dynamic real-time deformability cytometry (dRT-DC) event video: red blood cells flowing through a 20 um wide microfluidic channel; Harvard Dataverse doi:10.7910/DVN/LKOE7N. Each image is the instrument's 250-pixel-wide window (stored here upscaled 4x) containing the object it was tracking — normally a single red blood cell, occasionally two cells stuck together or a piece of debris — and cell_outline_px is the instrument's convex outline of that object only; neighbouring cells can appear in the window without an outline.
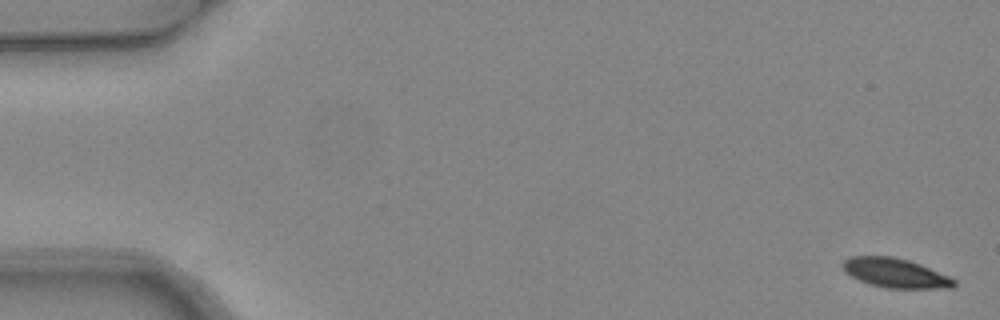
{"species": "common noctule bat (a hibernating species)", "species_latin": "Nyctalus noctula", "temperature_condition": "warm", "stored_images_in_passage": 6, "camera_frame_rate_fps": 3000, "um_per_image_px": 0.085, "animal": {"sex": "female", "body_mass_g": 24.6, "forearm_length_mm": 56.2}, "frame": {"image": 1, "passage_image": 1, "time_ms": 0.0, "image_size_px": [1000, 320], "cell_outline_px": [[956, 284], [952, 288], [888, 288], [872, 284], [860, 280], [852, 276], [840, 264], [844, 260], [852, 256], [892, 256], [908, 260], [920, 264], [948, 276], [956, 280]], "centroid_in_image_um": [76.12, 23.2], "position_along_channel_um": 8.9, "area_um2": 18.73}}